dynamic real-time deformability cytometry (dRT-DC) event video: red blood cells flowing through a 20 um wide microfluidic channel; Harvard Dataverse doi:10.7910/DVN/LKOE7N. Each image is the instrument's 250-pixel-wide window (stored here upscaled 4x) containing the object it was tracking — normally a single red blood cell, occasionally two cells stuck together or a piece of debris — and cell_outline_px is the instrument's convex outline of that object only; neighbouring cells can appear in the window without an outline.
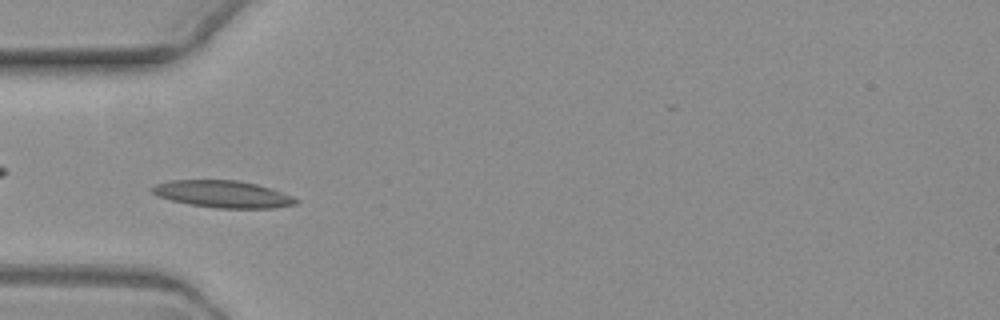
{"species": "common noctule bat (a hibernating species)", "species_latin": "Nyctalus noctula", "temperature_condition": "warm", "stored_images_in_passage": 7, "camera_frame_rate_fps": 3000, "um_per_image_px": 0.085, "animal": {"sex": "female", "body_mass_g": 19.3, "forearm_length_mm": 54.1}, "frame": {"image": 1, "passage_image": 1, "time_ms": 0.0, "image_size_px": [1000, 320], "cell_outline_px": [[300, 200], [296, 204], [272, 208], [216, 208], [188, 204], [156, 196], [148, 188], [156, 184], [172, 180], [236, 180], [256, 184], [272, 188], [292, 196]], "centroid_in_image_um": [18.93, 16.5], "position_along_channel_um": 66.1, "area_um2": 22.72}}
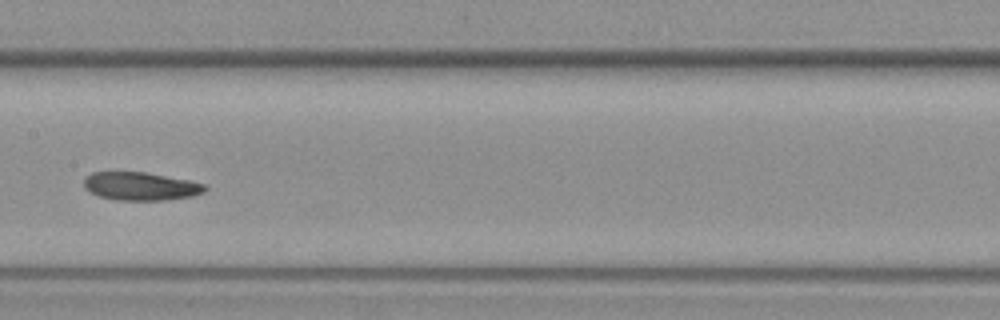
{"frame": {"image": 2, "passage_image": 4, "time_ms": 3.667, "image_size_px": [1000, 320], "cell_outline_px": [[208, 188], [204, 192], [192, 196], [164, 200], [116, 200], [100, 196], [84, 188], [84, 176], [92, 172], [144, 172], [188, 180], [204, 184]], "centroid_in_image_um": [11.94, 15.83], "position_along_channel_um": 195.5, "area_um2": 19.77}}
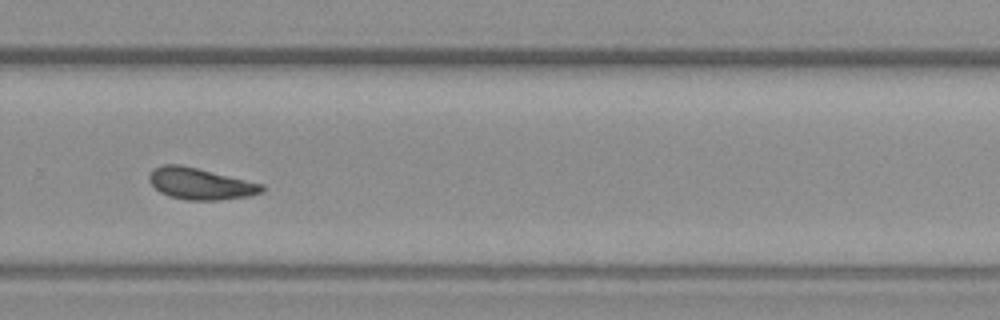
{"frame": {"image": 3, "passage_image": 7, "time_ms": 7.0, "image_size_px": [1000, 320], "cell_outline_px": [[264, 192], [248, 196], [220, 200], [184, 200], [168, 196], [160, 192], [148, 180], [148, 176], [152, 168], [164, 164], [180, 164], [264, 184]], "centroid_in_image_um": [17.01, 15.62], "position_along_channel_um": 312.8, "area_um2": 20.81}}